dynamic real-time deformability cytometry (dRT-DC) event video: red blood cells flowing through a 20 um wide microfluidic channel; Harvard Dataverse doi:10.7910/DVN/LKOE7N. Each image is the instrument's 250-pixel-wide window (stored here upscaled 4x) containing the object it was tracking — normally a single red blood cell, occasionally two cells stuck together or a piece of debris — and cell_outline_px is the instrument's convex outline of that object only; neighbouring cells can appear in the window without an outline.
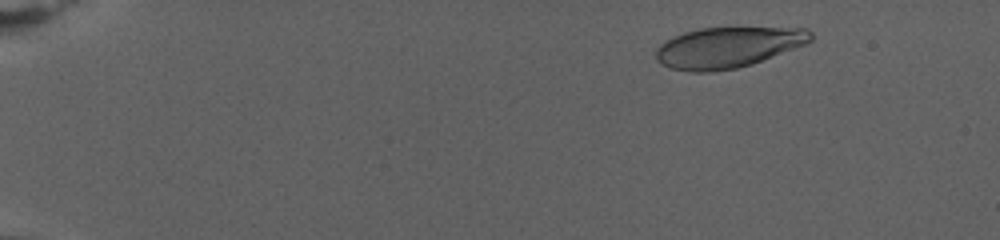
{"species": "human", "species_latin": "Homo sapiens", "temperature_condition": "warm", "stored_images_in_passage": 77, "camera_frame_rate_fps": 3000, "um_per_image_px": 0.085, "donor": {"sex": "female"}, "frame": {"image": 1, "passage_image": 9, "time_ms": 2.667, "image_size_px": [1000, 240], "cell_outline_px": [[812, 40], [808, 44], [752, 64], [736, 68], [708, 72], [692, 72], [672, 68], [660, 64], [656, 60], [656, 48], [660, 44], [672, 36], [684, 32], [700, 28], [808, 28], [812, 32]], "centroid_in_image_um": [61.88, 4.03], "position_along_channel_um": 23.1, "area_um2": 36.88}}
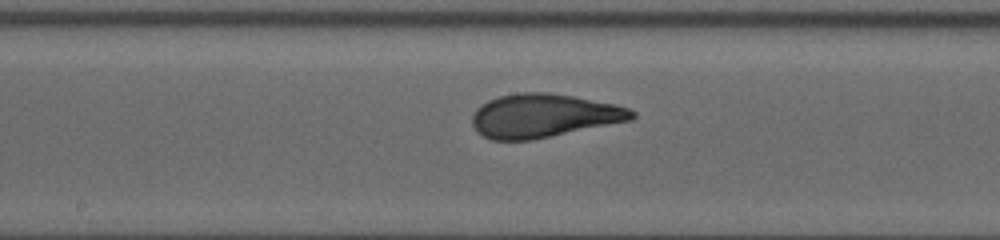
{"frame": {"image": 2, "passage_image": 43, "time_ms": 14.0, "image_size_px": [1000, 240], "cell_outline_px": [[636, 116], [632, 120], [532, 140], [492, 140], [476, 132], [472, 124], [472, 116], [476, 108], [480, 104], [488, 100], [500, 96], [520, 92], [548, 92], [572, 96], [616, 104], [628, 108], [636, 112]], "centroid_in_image_um": [46.2, 9.83], "position_along_channel_um": 202.0, "area_um2": 40.69}}
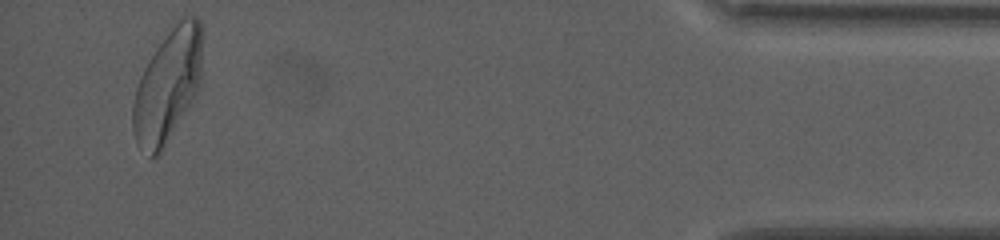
{"frame": {"image": 3, "passage_image": 74, "time_ms": 24.333, "image_size_px": [1000, 240], "cell_outline_px": [[204, 28], [200, 84], [196, 92], [160, 156], [152, 156], [136, 144], [132, 128], [132, 104], [136, 88], [140, 76], [144, 68], [156, 48], [172, 28], [184, 16], [196, 16], [200, 20]], "centroid_in_image_um": [14.27, 7.27], "position_along_channel_um": 420.9, "area_um2": 45.55}, "authors_computed_cell_mechanics": {"area_um2": 39.882, "velocity_mm_per_s": 2.7166, "shape_relaxation_time_tau1_ms": 6.2352, "shape_relaxation_time_tau2_ms": 1.1486, "deformation_change_tau1": 0.2172, "deformation_change_tau2": 0.084}}